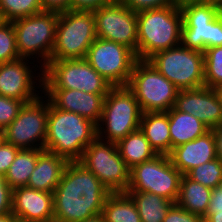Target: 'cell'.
<instances>
[{
    "label": "cell",
    "instance_id": "cell-1",
    "mask_svg": "<svg viewBox=\"0 0 222 222\" xmlns=\"http://www.w3.org/2000/svg\"><path fill=\"white\" fill-rule=\"evenodd\" d=\"M111 192L78 161H69L53 192L54 222H82L102 213Z\"/></svg>",
    "mask_w": 222,
    "mask_h": 222
},
{
    "label": "cell",
    "instance_id": "cell-2",
    "mask_svg": "<svg viewBox=\"0 0 222 222\" xmlns=\"http://www.w3.org/2000/svg\"><path fill=\"white\" fill-rule=\"evenodd\" d=\"M97 138V124L74 112L57 109L48 99L47 134L44 150L78 161Z\"/></svg>",
    "mask_w": 222,
    "mask_h": 222
},
{
    "label": "cell",
    "instance_id": "cell-3",
    "mask_svg": "<svg viewBox=\"0 0 222 222\" xmlns=\"http://www.w3.org/2000/svg\"><path fill=\"white\" fill-rule=\"evenodd\" d=\"M183 16L173 5L137 13V59L148 60L155 53L181 44Z\"/></svg>",
    "mask_w": 222,
    "mask_h": 222
},
{
    "label": "cell",
    "instance_id": "cell-4",
    "mask_svg": "<svg viewBox=\"0 0 222 222\" xmlns=\"http://www.w3.org/2000/svg\"><path fill=\"white\" fill-rule=\"evenodd\" d=\"M141 115L133 92L127 86H113L104 99L102 116L97 124V138L117 143L139 129Z\"/></svg>",
    "mask_w": 222,
    "mask_h": 222
},
{
    "label": "cell",
    "instance_id": "cell-5",
    "mask_svg": "<svg viewBox=\"0 0 222 222\" xmlns=\"http://www.w3.org/2000/svg\"><path fill=\"white\" fill-rule=\"evenodd\" d=\"M58 18L59 13L42 11L12 21L19 57L37 61L41 71L50 62Z\"/></svg>",
    "mask_w": 222,
    "mask_h": 222
},
{
    "label": "cell",
    "instance_id": "cell-6",
    "mask_svg": "<svg viewBox=\"0 0 222 222\" xmlns=\"http://www.w3.org/2000/svg\"><path fill=\"white\" fill-rule=\"evenodd\" d=\"M96 38L93 11L59 13L50 60L84 59Z\"/></svg>",
    "mask_w": 222,
    "mask_h": 222
},
{
    "label": "cell",
    "instance_id": "cell-7",
    "mask_svg": "<svg viewBox=\"0 0 222 222\" xmlns=\"http://www.w3.org/2000/svg\"><path fill=\"white\" fill-rule=\"evenodd\" d=\"M142 113L167 112L175 105L178 89L148 60L134 63L128 84Z\"/></svg>",
    "mask_w": 222,
    "mask_h": 222
},
{
    "label": "cell",
    "instance_id": "cell-8",
    "mask_svg": "<svg viewBox=\"0 0 222 222\" xmlns=\"http://www.w3.org/2000/svg\"><path fill=\"white\" fill-rule=\"evenodd\" d=\"M181 44L189 49L204 52L211 47L222 46V7L204 2L185 6Z\"/></svg>",
    "mask_w": 222,
    "mask_h": 222
},
{
    "label": "cell",
    "instance_id": "cell-9",
    "mask_svg": "<svg viewBox=\"0 0 222 222\" xmlns=\"http://www.w3.org/2000/svg\"><path fill=\"white\" fill-rule=\"evenodd\" d=\"M148 61L178 90L205 86L202 51L189 49L180 44L155 53Z\"/></svg>",
    "mask_w": 222,
    "mask_h": 222
},
{
    "label": "cell",
    "instance_id": "cell-10",
    "mask_svg": "<svg viewBox=\"0 0 222 222\" xmlns=\"http://www.w3.org/2000/svg\"><path fill=\"white\" fill-rule=\"evenodd\" d=\"M112 87L85 59L50 60L43 68V89L107 94Z\"/></svg>",
    "mask_w": 222,
    "mask_h": 222
},
{
    "label": "cell",
    "instance_id": "cell-11",
    "mask_svg": "<svg viewBox=\"0 0 222 222\" xmlns=\"http://www.w3.org/2000/svg\"><path fill=\"white\" fill-rule=\"evenodd\" d=\"M111 192H126L130 184V168L121 158L116 143L96 138L78 160Z\"/></svg>",
    "mask_w": 222,
    "mask_h": 222
},
{
    "label": "cell",
    "instance_id": "cell-12",
    "mask_svg": "<svg viewBox=\"0 0 222 222\" xmlns=\"http://www.w3.org/2000/svg\"><path fill=\"white\" fill-rule=\"evenodd\" d=\"M182 175L168 155L158 154L130 170V184L126 192H148L176 203Z\"/></svg>",
    "mask_w": 222,
    "mask_h": 222
},
{
    "label": "cell",
    "instance_id": "cell-13",
    "mask_svg": "<svg viewBox=\"0 0 222 222\" xmlns=\"http://www.w3.org/2000/svg\"><path fill=\"white\" fill-rule=\"evenodd\" d=\"M42 95L22 106L18 116L4 129L5 142L19 149H44L48 98Z\"/></svg>",
    "mask_w": 222,
    "mask_h": 222
},
{
    "label": "cell",
    "instance_id": "cell-14",
    "mask_svg": "<svg viewBox=\"0 0 222 222\" xmlns=\"http://www.w3.org/2000/svg\"><path fill=\"white\" fill-rule=\"evenodd\" d=\"M84 59L112 86H126L138 60L130 48L102 38L94 40Z\"/></svg>",
    "mask_w": 222,
    "mask_h": 222
},
{
    "label": "cell",
    "instance_id": "cell-15",
    "mask_svg": "<svg viewBox=\"0 0 222 222\" xmlns=\"http://www.w3.org/2000/svg\"><path fill=\"white\" fill-rule=\"evenodd\" d=\"M96 37L110 40L130 48L137 57V13L120 0L93 11Z\"/></svg>",
    "mask_w": 222,
    "mask_h": 222
},
{
    "label": "cell",
    "instance_id": "cell-16",
    "mask_svg": "<svg viewBox=\"0 0 222 222\" xmlns=\"http://www.w3.org/2000/svg\"><path fill=\"white\" fill-rule=\"evenodd\" d=\"M29 61L30 59L19 58L11 62L0 63L1 96L28 103L43 94V71L39 70L41 73L37 72V74L35 68H38V65L35 64L34 66L37 67H34L30 65L33 62ZM33 68L34 71H32ZM36 88L39 90L37 91Z\"/></svg>",
    "mask_w": 222,
    "mask_h": 222
},
{
    "label": "cell",
    "instance_id": "cell-17",
    "mask_svg": "<svg viewBox=\"0 0 222 222\" xmlns=\"http://www.w3.org/2000/svg\"><path fill=\"white\" fill-rule=\"evenodd\" d=\"M174 108L191 114L209 129L222 123V100L217 89L206 86L179 90Z\"/></svg>",
    "mask_w": 222,
    "mask_h": 222
},
{
    "label": "cell",
    "instance_id": "cell-18",
    "mask_svg": "<svg viewBox=\"0 0 222 222\" xmlns=\"http://www.w3.org/2000/svg\"><path fill=\"white\" fill-rule=\"evenodd\" d=\"M12 214L18 222H54L53 193L27 186L13 189Z\"/></svg>",
    "mask_w": 222,
    "mask_h": 222
},
{
    "label": "cell",
    "instance_id": "cell-19",
    "mask_svg": "<svg viewBox=\"0 0 222 222\" xmlns=\"http://www.w3.org/2000/svg\"><path fill=\"white\" fill-rule=\"evenodd\" d=\"M43 93L57 109L74 112L96 124L100 122L107 95L86 93L76 89H43Z\"/></svg>",
    "mask_w": 222,
    "mask_h": 222
},
{
    "label": "cell",
    "instance_id": "cell-20",
    "mask_svg": "<svg viewBox=\"0 0 222 222\" xmlns=\"http://www.w3.org/2000/svg\"><path fill=\"white\" fill-rule=\"evenodd\" d=\"M172 164L186 175L191 169L216 159L215 138L211 130L172 149L168 155Z\"/></svg>",
    "mask_w": 222,
    "mask_h": 222
},
{
    "label": "cell",
    "instance_id": "cell-21",
    "mask_svg": "<svg viewBox=\"0 0 222 222\" xmlns=\"http://www.w3.org/2000/svg\"><path fill=\"white\" fill-rule=\"evenodd\" d=\"M68 163L69 161L64 157L44 150L38 156L35 170L30 175L27 187L53 193Z\"/></svg>",
    "mask_w": 222,
    "mask_h": 222
},
{
    "label": "cell",
    "instance_id": "cell-22",
    "mask_svg": "<svg viewBox=\"0 0 222 222\" xmlns=\"http://www.w3.org/2000/svg\"><path fill=\"white\" fill-rule=\"evenodd\" d=\"M139 129L157 154L171 153L169 116L166 112L142 113Z\"/></svg>",
    "mask_w": 222,
    "mask_h": 222
},
{
    "label": "cell",
    "instance_id": "cell-23",
    "mask_svg": "<svg viewBox=\"0 0 222 222\" xmlns=\"http://www.w3.org/2000/svg\"><path fill=\"white\" fill-rule=\"evenodd\" d=\"M169 116L171 151L173 148L203 136L210 129L191 114L172 107L166 112Z\"/></svg>",
    "mask_w": 222,
    "mask_h": 222
},
{
    "label": "cell",
    "instance_id": "cell-24",
    "mask_svg": "<svg viewBox=\"0 0 222 222\" xmlns=\"http://www.w3.org/2000/svg\"><path fill=\"white\" fill-rule=\"evenodd\" d=\"M211 193L212 189L190 179L187 175H182L176 203L191 213L204 216Z\"/></svg>",
    "mask_w": 222,
    "mask_h": 222
},
{
    "label": "cell",
    "instance_id": "cell-25",
    "mask_svg": "<svg viewBox=\"0 0 222 222\" xmlns=\"http://www.w3.org/2000/svg\"><path fill=\"white\" fill-rule=\"evenodd\" d=\"M116 146L121 158L130 169L158 155L140 129L118 141Z\"/></svg>",
    "mask_w": 222,
    "mask_h": 222
},
{
    "label": "cell",
    "instance_id": "cell-26",
    "mask_svg": "<svg viewBox=\"0 0 222 222\" xmlns=\"http://www.w3.org/2000/svg\"><path fill=\"white\" fill-rule=\"evenodd\" d=\"M101 214L105 222H142L135 203L126 192L110 193Z\"/></svg>",
    "mask_w": 222,
    "mask_h": 222
},
{
    "label": "cell",
    "instance_id": "cell-27",
    "mask_svg": "<svg viewBox=\"0 0 222 222\" xmlns=\"http://www.w3.org/2000/svg\"><path fill=\"white\" fill-rule=\"evenodd\" d=\"M139 212L142 222H163L173 201L148 192H126Z\"/></svg>",
    "mask_w": 222,
    "mask_h": 222
},
{
    "label": "cell",
    "instance_id": "cell-28",
    "mask_svg": "<svg viewBox=\"0 0 222 222\" xmlns=\"http://www.w3.org/2000/svg\"><path fill=\"white\" fill-rule=\"evenodd\" d=\"M44 149H21L4 175L6 183L13 190L27 186L30 175L35 170L38 156Z\"/></svg>",
    "mask_w": 222,
    "mask_h": 222
},
{
    "label": "cell",
    "instance_id": "cell-29",
    "mask_svg": "<svg viewBox=\"0 0 222 222\" xmlns=\"http://www.w3.org/2000/svg\"><path fill=\"white\" fill-rule=\"evenodd\" d=\"M42 11L41 0H0V13L4 21L12 22Z\"/></svg>",
    "mask_w": 222,
    "mask_h": 222
},
{
    "label": "cell",
    "instance_id": "cell-30",
    "mask_svg": "<svg viewBox=\"0 0 222 222\" xmlns=\"http://www.w3.org/2000/svg\"><path fill=\"white\" fill-rule=\"evenodd\" d=\"M204 82L208 88L222 86V46L205 49Z\"/></svg>",
    "mask_w": 222,
    "mask_h": 222
},
{
    "label": "cell",
    "instance_id": "cell-31",
    "mask_svg": "<svg viewBox=\"0 0 222 222\" xmlns=\"http://www.w3.org/2000/svg\"><path fill=\"white\" fill-rule=\"evenodd\" d=\"M186 175L205 187L214 189L222 186V162L218 158L213 159L191 169Z\"/></svg>",
    "mask_w": 222,
    "mask_h": 222
},
{
    "label": "cell",
    "instance_id": "cell-32",
    "mask_svg": "<svg viewBox=\"0 0 222 222\" xmlns=\"http://www.w3.org/2000/svg\"><path fill=\"white\" fill-rule=\"evenodd\" d=\"M16 47V34L12 22L5 21L0 25V63L19 59Z\"/></svg>",
    "mask_w": 222,
    "mask_h": 222
},
{
    "label": "cell",
    "instance_id": "cell-33",
    "mask_svg": "<svg viewBox=\"0 0 222 222\" xmlns=\"http://www.w3.org/2000/svg\"><path fill=\"white\" fill-rule=\"evenodd\" d=\"M25 103L0 95V128L5 129L17 116Z\"/></svg>",
    "mask_w": 222,
    "mask_h": 222
},
{
    "label": "cell",
    "instance_id": "cell-34",
    "mask_svg": "<svg viewBox=\"0 0 222 222\" xmlns=\"http://www.w3.org/2000/svg\"><path fill=\"white\" fill-rule=\"evenodd\" d=\"M202 217L187 211L177 203H173L163 222H201Z\"/></svg>",
    "mask_w": 222,
    "mask_h": 222
},
{
    "label": "cell",
    "instance_id": "cell-35",
    "mask_svg": "<svg viewBox=\"0 0 222 222\" xmlns=\"http://www.w3.org/2000/svg\"><path fill=\"white\" fill-rule=\"evenodd\" d=\"M133 12H141L149 9H158L173 5V0H120Z\"/></svg>",
    "mask_w": 222,
    "mask_h": 222
},
{
    "label": "cell",
    "instance_id": "cell-36",
    "mask_svg": "<svg viewBox=\"0 0 222 222\" xmlns=\"http://www.w3.org/2000/svg\"><path fill=\"white\" fill-rule=\"evenodd\" d=\"M20 150L18 147L5 141L0 144V174H6Z\"/></svg>",
    "mask_w": 222,
    "mask_h": 222
},
{
    "label": "cell",
    "instance_id": "cell-37",
    "mask_svg": "<svg viewBox=\"0 0 222 222\" xmlns=\"http://www.w3.org/2000/svg\"><path fill=\"white\" fill-rule=\"evenodd\" d=\"M12 212V189L0 174V215Z\"/></svg>",
    "mask_w": 222,
    "mask_h": 222
},
{
    "label": "cell",
    "instance_id": "cell-38",
    "mask_svg": "<svg viewBox=\"0 0 222 222\" xmlns=\"http://www.w3.org/2000/svg\"><path fill=\"white\" fill-rule=\"evenodd\" d=\"M117 0H71L70 10L73 11H94L98 8L113 3Z\"/></svg>",
    "mask_w": 222,
    "mask_h": 222
},
{
    "label": "cell",
    "instance_id": "cell-39",
    "mask_svg": "<svg viewBox=\"0 0 222 222\" xmlns=\"http://www.w3.org/2000/svg\"><path fill=\"white\" fill-rule=\"evenodd\" d=\"M43 11L63 13L70 10L71 0H41Z\"/></svg>",
    "mask_w": 222,
    "mask_h": 222
},
{
    "label": "cell",
    "instance_id": "cell-40",
    "mask_svg": "<svg viewBox=\"0 0 222 222\" xmlns=\"http://www.w3.org/2000/svg\"><path fill=\"white\" fill-rule=\"evenodd\" d=\"M218 211H222V186L212 189L210 203L203 217L206 218L209 214H214Z\"/></svg>",
    "mask_w": 222,
    "mask_h": 222
},
{
    "label": "cell",
    "instance_id": "cell-41",
    "mask_svg": "<svg viewBox=\"0 0 222 222\" xmlns=\"http://www.w3.org/2000/svg\"><path fill=\"white\" fill-rule=\"evenodd\" d=\"M210 130L215 138L216 156L222 162V123Z\"/></svg>",
    "mask_w": 222,
    "mask_h": 222
},
{
    "label": "cell",
    "instance_id": "cell-42",
    "mask_svg": "<svg viewBox=\"0 0 222 222\" xmlns=\"http://www.w3.org/2000/svg\"><path fill=\"white\" fill-rule=\"evenodd\" d=\"M208 2V0H173V6L177 9H182L185 6Z\"/></svg>",
    "mask_w": 222,
    "mask_h": 222
},
{
    "label": "cell",
    "instance_id": "cell-43",
    "mask_svg": "<svg viewBox=\"0 0 222 222\" xmlns=\"http://www.w3.org/2000/svg\"><path fill=\"white\" fill-rule=\"evenodd\" d=\"M0 222H18V220L12 214V212H10V213L1 214L0 215Z\"/></svg>",
    "mask_w": 222,
    "mask_h": 222
},
{
    "label": "cell",
    "instance_id": "cell-44",
    "mask_svg": "<svg viewBox=\"0 0 222 222\" xmlns=\"http://www.w3.org/2000/svg\"><path fill=\"white\" fill-rule=\"evenodd\" d=\"M206 218L211 222H222V211H218L214 214H209Z\"/></svg>",
    "mask_w": 222,
    "mask_h": 222
},
{
    "label": "cell",
    "instance_id": "cell-45",
    "mask_svg": "<svg viewBox=\"0 0 222 222\" xmlns=\"http://www.w3.org/2000/svg\"><path fill=\"white\" fill-rule=\"evenodd\" d=\"M82 222H105V221H104L102 214H98V215L88 218Z\"/></svg>",
    "mask_w": 222,
    "mask_h": 222
},
{
    "label": "cell",
    "instance_id": "cell-46",
    "mask_svg": "<svg viewBox=\"0 0 222 222\" xmlns=\"http://www.w3.org/2000/svg\"><path fill=\"white\" fill-rule=\"evenodd\" d=\"M4 141V129L0 128V144Z\"/></svg>",
    "mask_w": 222,
    "mask_h": 222
},
{
    "label": "cell",
    "instance_id": "cell-47",
    "mask_svg": "<svg viewBox=\"0 0 222 222\" xmlns=\"http://www.w3.org/2000/svg\"><path fill=\"white\" fill-rule=\"evenodd\" d=\"M208 2L219 4L222 7V0H208Z\"/></svg>",
    "mask_w": 222,
    "mask_h": 222
},
{
    "label": "cell",
    "instance_id": "cell-48",
    "mask_svg": "<svg viewBox=\"0 0 222 222\" xmlns=\"http://www.w3.org/2000/svg\"><path fill=\"white\" fill-rule=\"evenodd\" d=\"M218 93L220 94L221 100H222V86L217 88Z\"/></svg>",
    "mask_w": 222,
    "mask_h": 222
},
{
    "label": "cell",
    "instance_id": "cell-49",
    "mask_svg": "<svg viewBox=\"0 0 222 222\" xmlns=\"http://www.w3.org/2000/svg\"><path fill=\"white\" fill-rule=\"evenodd\" d=\"M4 22H5V21H4V18H3V16H2L1 13H0V25H2Z\"/></svg>",
    "mask_w": 222,
    "mask_h": 222
},
{
    "label": "cell",
    "instance_id": "cell-50",
    "mask_svg": "<svg viewBox=\"0 0 222 222\" xmlns=\"http://www.w3.org/2000/svg\"><path fill=\"white\" fill-rule=\"evenodd\" d=\"M201 222H211V221H210V220H208V219H207V218H205V217H202Z\"/></svg>",
    "mask_w": 222,
    "mask_h": 222
}]
</instances>
